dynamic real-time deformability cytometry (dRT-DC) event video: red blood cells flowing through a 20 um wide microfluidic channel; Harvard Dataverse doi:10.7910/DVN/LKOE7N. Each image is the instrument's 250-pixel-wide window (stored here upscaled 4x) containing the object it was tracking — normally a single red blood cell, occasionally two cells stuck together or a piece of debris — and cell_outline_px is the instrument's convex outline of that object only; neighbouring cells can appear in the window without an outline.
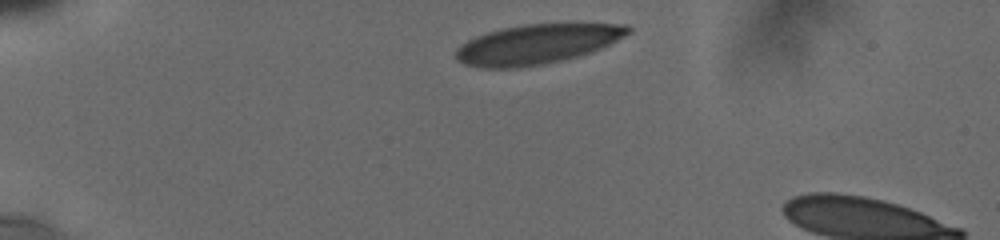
{"species": "human", "species_latin": "Homo sapiens", "temperature_condition": "cold", "stored_images_in_passage": 3, "camera_frame_rate_fps": 3000, "um_per_image_px": 0.085, "donor": {"sex": "male"}, "frame": {"image": 1, "passage_image": 1, "time_ms": 0.0, "image_size_px": [1000, 240], "cell_outline_px": [[632, 32], [600, 48], [576, 56], [560, 60], [540, 64], [516, 68], [484, 68], [464, 64], [456, 60], [456, 48], [460, 44], [476, 36], [500, 28], [524, 24], [628, 24], [632, 28]], "centroid_in_image_um": [45.6, 3.74], "position_along_channel_um": 39.4, "area_um2": 39.42}}